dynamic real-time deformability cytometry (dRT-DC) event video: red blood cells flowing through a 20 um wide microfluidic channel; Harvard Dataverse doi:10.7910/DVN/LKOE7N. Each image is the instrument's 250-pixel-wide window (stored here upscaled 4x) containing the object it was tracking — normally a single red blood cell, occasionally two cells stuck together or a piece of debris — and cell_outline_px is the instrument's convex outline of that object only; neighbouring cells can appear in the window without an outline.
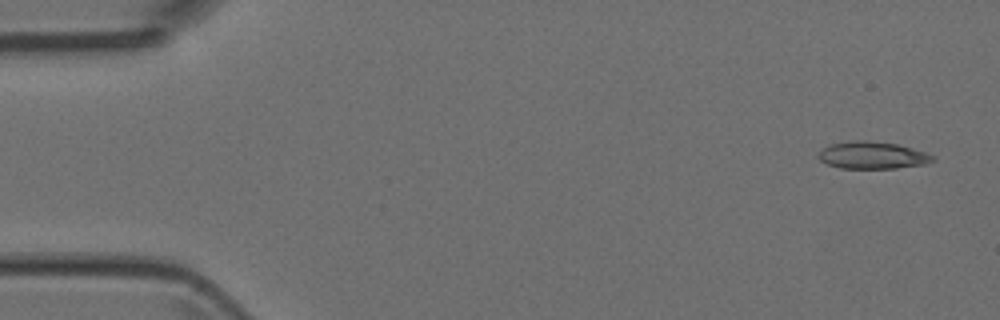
{"species": "Egyptian fruit bat (a non-hibernating species)", "species_latin": "Rousettus aegyptiacus", "temperature_condition": "room temperature", "stored_images_in_passage": 5, "camera_frame_rate_fps": 3000, "um_per_image_px": 0.085, "animal": {"sex": "female"}, "frame": {"image": 1, "passage_image": 1, "time_ms": 0.0, "image_size_px": [1000, 320], "cell_outline_px": [[936, 160], [924, 164], [896, 168], [840, 168], [828, 164], [820, 160], [816, 156], [828, 144], [852, 140], [868, 140], [896, 144], [912, 148], [936, 156]], "centroid_in_image_um": [74.15, 13.19], "position_along_channel_um": 10.9, "area_um2": 18.15}}